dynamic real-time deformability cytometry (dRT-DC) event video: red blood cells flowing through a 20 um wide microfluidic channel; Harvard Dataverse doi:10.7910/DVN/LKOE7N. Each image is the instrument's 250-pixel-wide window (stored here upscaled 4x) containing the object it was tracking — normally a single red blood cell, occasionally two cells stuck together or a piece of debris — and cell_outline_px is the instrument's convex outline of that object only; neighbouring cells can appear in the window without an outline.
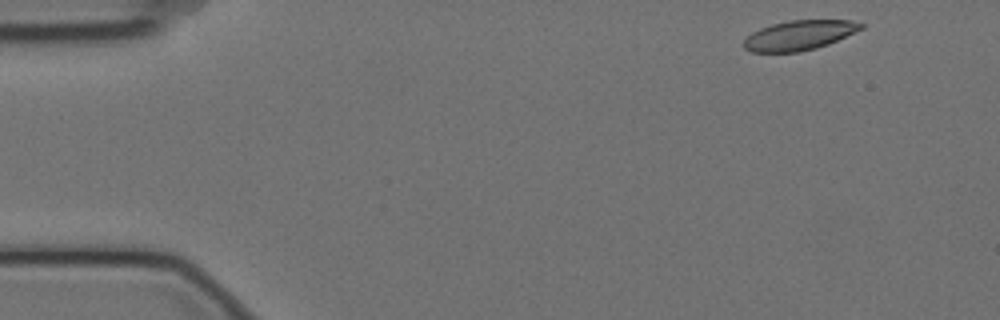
{"species": "Egyptian fruit bat (a non-hibernating species)", "species_latin": "Rousettus aegyptiacus", "temperature_condition": "cold", "stored_images_in_passage": 3, "camera_frame_rate_fps": 3000, "um_per_image_px": 0.085, "animal": {"sex": "female"}, "frame": {"image": 1, "passage_image": 1, "time_ms": 0.0, "image_size_px": [1000, 320], "cell_outline_px": [[864, 28], [828, 44], [816, 48], [800, 52], [752, 52], [744, 48], [744, 40], [752, 32], [760, 28], [772, 24], [788, 20], [852, 20], [864, 24]], "centroid_in_image_um": [67.94, 2.99], "position_along_channel_um": 17.1, "area_um2": 20.29}}
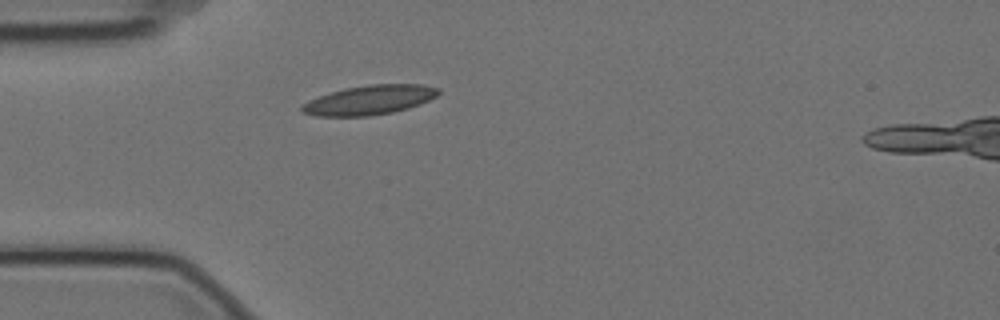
{"frame": {"image": 2, "passage_image": 3, "time_ms": 0.667, "image_size_px": [1000, 320], "cell_outline_px": [[440, 92], [436, 96], [420, 104], [408, 108], [392, 112], [368, 116], [316, 116], [300, 112], [300, 104], [308, 100], [344, 88], [368, 84], [424, 84], [440, 88]], "centroid_in_image_um": [31.39, 8.49], "position_along_channel_um": 53.6, "area_um2": 23.52}}